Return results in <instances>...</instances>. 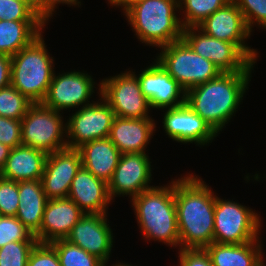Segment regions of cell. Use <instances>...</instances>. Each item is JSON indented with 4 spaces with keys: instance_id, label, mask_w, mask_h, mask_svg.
<instances>
[{
    "instance_id": "obj_1",
    "label": "cell",
    "mask_w": 266,
    "mask_h": 266,
    "mask_svg": "<svg viewBox=\"0 0 266 266\" xmlns=\"http://www.w3.org/2000/svg\"><path fill=\"white\" fill-rule=\"evenodd\" d=\"M196 175L174 181L180 249H204L214 242L215 195Z\"/></svg>"
},
{
    "instance_id": "obj_2",
    "label": "cell",
    "mask_w": 266,
    "mask_h": 266,
    "mask_svg": "<svg viewBox=\"0 0 266 266\" xmlns=\"http://www.w3.org/2000/svg\"><path fill=\"white\" fill-rule=\"evenodd\" d=\"M250 77L251 72L220 73L187 90L185 103L219 134L242 102Z\"/></svg>"
},
{
    "instance_id": "obj_3",
    "label": "cell",
    "mask_w": 266,
    "mask_h": 266,
    "mask_svg": "<svg viewBox=\"0 0 266 266\" xmlns=\"http://www.w3.org/2000/svg\"><path fill=\"white\" fill-rule=\"evenodd\" d=\"M131 202L144 238L180 248L174 180L141 192Z\"/></svg>"
},
{
    "instance_id": "obj_4",
    "label": "cell",
    "mask_w": 266,
    "mask_h": 266,
    "mask_svg": "<svg viewBox=\"0 0 266 266\" xmlns=\"http://www.w3.org/2000/svg\"><path fill=\"white\" fill-rule=\"evenodd\" d=\"M177 8L179 0H138L124 15L142 43L161 48L182 39Z\"/></svg>"
},
{
    "instance_id": "obj_5",
    "label": "cell",
    "mask_w": 266,
    "mask_h": 266,
    "mask_svg": "<svg viewBox=\"0 0 266 266\" xmlns=\"http://www.w3.org/2000/svg\"><path fill=\"white\" fill-rule=\"evenodd\" d=\"M42 35L11 57V85L32 103L44 101L54 74Z\"/></svg>"
},
{
    "instance_id": "obj_6",
    "label": "cell",
    "mask_w": 266,
    "mask_h": 266,
    "mask_svg": "<svg viewBox=\"0 0 266 266\" xmlns=\"http://www.w3.org/2000/svg\"><path fill=\"white\" fill-rule=\"evenodd\" d=\"M160 49L156 60L185 91L213 80L221 73L210 60L196 54L183 38Z\"/></svg>"
},
{
    "instance_id": "obj_7",
    "label": "cell",
    "mask_w": 266,
    "mask_h": 266,
    "mask_svg": "<svg viewBox=\"0 0 266 266\" xmlns=\"http://www.w3.org/2000/svg\"><path fill=\"white\" fill-rule=\"evenodd\" d=\"M64 123L60 112L43 103H32L21 119L22 145L47 155L67 148V139H64L67 127Z\"/></svg>"
},
{
    "instance_id": "obj_8",
    "label": "cell",
    "mask_w": 266,
    "mask_h": 266,
    "mask_svg": "<svg viewBox=\"0 0 266 266\" xmlns=\"http://www.w3.org/2000/svg\"><path fill=\"white\" fill-rule=\"evenodd\" d=\"M260 216L252 209L215 195L214 242L219 244H243L260 237ZM260 228V229H259Z\"/></svg>"
},
{
    "instance_id": "obj_9",
    "label": "cell",
    "mask_w": 266,
    "mask_h": 266,
    "mask_svg": "<svg viewBox=\"0 0 266 266\" xmlns=\"http://www.w3.org/2000/svg\"><path fill=\"white\" fill-rule=\"evenodd\" d=\"M99 85V96L112 108L116 117L147 118L150 111L149 101L143 95L138 77L126 71L103 79Z\"/></svg>"
},
{
    "instance_id": "obj_10",
    "label": "cell",
    "mask_w": 266,
    "mask_h": 266,
    "mask_svg": "<svg viewBox=\"0 0 266 266\" xmlns=\"http://www.w3.org/2000/svg\"><path fill=\"white\" fill-rule=\"evenodd\" d=\"M182 38L196 54L210 60L221 73L252 72L253 70L255 63L234 43L213 38L198 27L183 29Z\"/></svg>"
},
{
    "instance_id": "obj_11",
    "label": "cell",
    "mask_w": 266,
    "mask_h": 266,
    "mask_svg": "<svg viewBox=\"0 0 266 266\" xmlns=\"http://www.w3.org/2000/svg\"><path fill=\"white\" fill-rule=\"evenodd\" d=\"M99 100L82 106L67 120L68 148L78 149L87 142L109 137L116 116L102 97Z\"/></svg>"
},
{
    "instance_id": "obj_12",
    "label": "cell",
    "mask_w": 266,
    "mask_h": 266,
    "mask_svg": "<svg viewBox=\"0 0 266 266\" xmlns=\"http://www.w3.org/2000/svg\"><path fill=\"white\" fill-rule=\"evenodd\" d=\"M207 35L219 40L234 43L253 63H256L257 51L247 46L251 31L247 27L240 9L231 0L216 10L197 26Z\"/></svg>"
},
{
    "instance_id": "obj_13",
    "label": "cell",
    "mask_w": 266,
    "mask_h": 266,
    "mask_svg": "<svg viewBox=\"0 0 266 266\" xmlns=\"http://www.w3.org/2000/svg\"><path fill=\"white\" fill-rule=\"evenodd\" d=\"M93 78L83 72H64L58 76L54 72L48 93L42 102L46 107L61 112L80 105L91 104L89 99L94 93Z\"/></svg>"
},
{
    "instance_id": "obj_14",
    "label": "cell",
    "mask_w": 266,
    "mask_h": 266,
    "mask_svg": "<svg viewBox=\"0 0 266 266\" xmlns=\"http://www.w3.org/2000/svg\"><path fill=\"white\" fill-rule=\"evenodd\" d=\"M151 161L146 153H122L111 180L108 182L110 198L129 195L131 200L152 188Z\"/></svg>"
},
{
    "instance_id": "obj_15",
    "label": "cell",
    "mask_w": 266,
    "mask_h": 266,
    "mask_svg": "<svg viewBox=\"0 0 266 266\" xmlns=\"http://www.w3.org/2000/svg\"><path fill=\"white\" fill-rule=\"evenodd\" d=\"M107 220V214H84L65 240L108 264L114 238Z\"/></svg>"
},
{
    "instance_id": "obj_16",
    "label": "cell",
    "mask_w": 266,
    "mask_h": 266,
    "mask_svg": "<svg viewBox=\"0 0 266 266\" xmlns=\"http://www.w3.org/2000/svg\"><path fill=\"white\" fill-rule=\"evenodd\" d=\"M137 77L150 108L167 109L185 104L186 91L156 59Z\"/></svg>"
},
{
    "instance_id": "obj_17",
    "label": "cell",
    "mask_w": 266,
    "mask_h": 266,
    "mask_svg": "<svg viewBox=\"0 0 266 266\" xmlns=\"http://www.w3.org/2000/svg\"><path fill=\"white\" fill-rule=\"evenodd\" d=\"M82 166L78 149L65 148L47 156L41 177L42 188L48 199L66 198L72 180Z\"/></svg>"
},
{
    "instance_id": "obj_18",
    "label": "cell",
    "mask_w": 266,
    "mask_h": 266,
    "mask_svg": "<svg viewBox=\"0 0 266 266\" xmlns=\"http://www.w3.org/2000/svg\"><path fill=\"white\" fill-rule=\"evenodd\" d=\"M163 129L172 140L180 143L205 145L211 143L217 134L186 103L167 108L163 117Z\"/></svg>"
},
{
    "instance_id": "obj_19",
    "label": "cell",
    "mask_w": 266,
    "mask_h": 266,
    "mask_svg": "<svg viewBox=\"0 0 266 266\" xmlns=\"http://www.w3.org/2000/svg\"><path fill=\"white\" fill-rule=\"evenodd\" d=\"M85 213L69 197L49 199L40 230L34 235L38 243L65 239Z\"/></svg>"
},
{
    "instance_id": "obj_20",
    "label": "cell",
    "mask_w": 266,
    "mask_h": 266,
    "mask_svg": "<svg viewBox=\"0 0 266 266\" xmlns=\"http://www.w3.org/2000/svg\"><path fill=\"white\" fill-rule=\"evenodd\" d=\"M85 214H106L110 201L108 183L81 166L72 180L68 196Z\"/></svg>"
},
{
    "instance_id": "obj_21",
    "label": "cell",
    "mask_w": 266,
    "mask_h": 266,
    "mask_svg": "<svg viewBox=\"0 0 266 266\" xmlns=\"http://www.w3.org/2000/svg\"><path fill=\"white\" fill-rule=\"evenodd\" d=\"M155 127L151 117H115L108 138L121 153H145Z\"/></svg>"
},
{
    "instance_id": "obj_22",
    "label": "cell",
    "mask_w": 266,
    "mask_h": 266,
    "mask_svg": "<svg viewBox=\"0 0 266 266\" xmlns=\"http://www.w3.org/2000/svg\"><path fill=\"white\" fill-rule=\"evenodd\" d=\"M47 154L30 146L20 145L11 149L1 177L15 182L41 180Z\"/></svg>"
},
{
    "instance_id": "obj_23",
    "label": "cell",
    "mask_w": 266,
    "mask_h": 266,
    "mask_svg": "<svg viewBox=\"0 0 266 266\" xmlns=\"http://www.w3.org/2000/svg\"><path fill=\"white\" fill-rule=\"evenodd\" d=\"M82 166L96 178L109 182L117 167L121 152L109 138L96 139L78 148Z\"/></svg>"
},
{
    "instance_id": "obj_24",
    "label": "cell",
    "mask_w": 266,
    "mask_h": 266,
    "mask_svg": "<svg viewBox=\"0 0 266 266\" xmlns=\"http://www.w3.org/2000/svg\"><path fill=\"white\" fill-rule=\"evenodd\" d=\"M260 243L259 239L243 244L213 242L204 249L213 266H265Z\"/></svg>"
},
{
    "instance_id": "obj_25",
    "label": "cell",
    "mask_w": 266,
    "mask_h": 266,
    "mask_svg": "<svg viewBox=\"0 0 266 266\" xmlns=\"http://www.w3.org/2000/svg\"><path fill=\"white\" fill-rule=\"evenodd\" d=\"M19 208L16 217L35 235L41 227L47 201L41 180L18 182Z\"/></svg>"
},
{
    "instance_id": "obj_26",
    "label": "cell",
    "mask_w": 266,
    "mask_h": 266,
    "mask_svg": "<svg viewBox=\"0 0 266 266\" xmlns=\"http://www.w3.org/2000/svg\"><path fill=\"white\" fill-rule=\"evenodd\" d=\"M44 21L0 20V54L12 57L42 33Z\"/></svg>"
},
{
    "instance_id": "obj_27",
    "label": "cell",
    "mask_w": 266,
    "mask_h": 266,
    "mask_svg": "<svg viewBox=\"0 0 266 266\" xmlns=\"http://www.w3.org/2000/svg\"><path fill=\"white\" fill-rule=\"evenodd\" d=\"M229 1L231 0H179V10L185 9V18L180 20L183 29L197 27Z\"/></svg>"
},
{
    "instance_id": "obj_28",
    "label": "cell",
    "mask_w": 266,
    "mask_h": 266,
    "mask_svg": "<svg viewBox=\"0 0 266 266\" xmlns=\"http://www.w3.org/2000/svg\"><path fill=\"white\" fill-rule=\"evenodd\" d=\"M57 252L61 266H102L104 263L65 239L49 243Z\"/></svg>"
},
{
    "instance_id": "obj_29",
    "label": "cell",
    "mask_w": 266,
    "mask_h": 266,
    "mask_svg": "<svg viewBox=\"0 0 266 266\" xmlns=\"http://www.w3.org/2000/svg\"><path fill=\"white\" fill-rule=\"evenodd\" d=\"M32 104L12 85L0 89V116L21 120Z\"/></svg>"
},
{
    "instance_id": "obj_30",
    "label": "cell",
    "mask_w": 266,
    "mask_h": 266,
    "mask_svg": "<svg viewBox=\"0 0 266 266\" xmlns=\"http://www.w3.org/2000/svg\"><path fill=\"white\" fill-rule=\"evenodd\" d=\"M0 20L43 21L30 0H0Z\"/></svg>"
},
{
    "instance_id": "obj_31",
    "label": "cell",
    "mask_w": 266,
    "mask_h": 266,
    "mask_svg": "<svg viewBox=\"0 0 266 266\" xmlns=\"http://www.w3.org/2000/svg\"><path fill=\"white\" fill-rule=\"evenodd\" d=\"M14 241H38L16 216H0V248Z\"/></svg>"
},
{
    "instance_id": "obj_32",
    "label": "cell",
    "mask_w": 266,
    "mask_h": 266,
    "mask_svg": "<svg viewBox=\"0 0 266 266\" xmlns=\"http://www.w3.org/2000/svg\"><path fill=\"white\" fill-rule=\"evenodd\" d=\"M38 241H14L0 248V266H27L29 255Z\"/></svg>"
},
{
    "instance_id": "obj_33",
    "label": "cell",
    "mask_w": 266,
    "mask_h": 266,
    "mask_svg": "<svg viewBox=\"0 0 266 266\" xmlns=\"http://www.w3.org/2000/svg\"><path fill=\"white\" fill-rule=\"evenodd\" d=\"M240 9L252 32V27L257 25L266 29V0H232ZM264 27V28H263Z\"/></svg>"
},
{
    "instance_id": "obj_34",
    "label": "cell",
    "mask_w": 266,
    "mask_h": 266,
    "mask_svg": "<svg viewBox=\"0 0 266 266\" xmlns=\"http://www.w3.org/2000/svg\"><path fill=\"white\" fill-rule=\"evenodd\" d=\"M18 208V182L0 177V216H16Z\"/></svg>"
},
{
    "instance_id": "obj_35",
    "label": "cell",
    "mask_w": 266,
    "mask_h": 266,
    "mask_svg": "<svg viewBox=\"0 0 266 266\" xmlns=\"http://www.w3.org/2000/svg\"><path fill=\"white\" fill-rule=\"evenodd\" d=\"M27 266H61L56 250L49 243H37L32 249Z\"/></svg>"
},
{
    "instance_id": "obj_36",
    "label": "cell",
    "mask_w": 266,
    "mask_h": 266,
    "mask_svg": "<svg viewBox=\"0 0 266 266\" xmlns=\"http://www.w3.org/2000/svg\"><path fill=\"white\" fill-rule=\"evenodd\" d=\"M0 143L12 149L22 145L21 120L0 116Z\"/></svg>"
},
{
    "instance_id": "obj_37",
    "label": "cell",
    "mask_w": 266,
    "mask_h": 266,
    "mask_svg": "<svg viewBox=\"0 0 266 266\" xmlns=\"http://www.w3.org/2000/svg\"><path fill=\"white\" fill-rule=\"evenodd\" d=\"M179 266H213L205 249H180Z\"/></svg>"
},
{
    "instance_id": "obj_38",
    "label": "cell",
    "mask_w": 266,
    "mask_h": 266,
    "mask_svg": "<svg viewBox=\"0 0 266 266\" xmlns=\"http://www.w3.org/2000/svg\"><path fill=\"white\" fill-rule=\"evenodd\" d=\"M32 6L35 9L37 15L47 23L49 18L53 16V12L56 9V4H68V5H78L81 3L79 0H30Z\"/></svg>"
},
{
    "instance_id": "obj_39",
    "label": "cell",
    "mask_w": 266,
    "mask_h": 266,
    "mask_svg": "<svg viewBox=\"0 0 266 266\" xmlns=\"http://www.w3.org/2000/svg\"><path fill=\"white\" fill-rule=\"evenodd\" d=\"M11 85V57L0 54V89Z\"/></svg>"
},
{
    "instance_id": "obj_40",
    "label": "cell",
    "mask_w": 266,
    "mask_h": 266,
    "mask_svg": "<svg viewBox=\"0 0 266 266\" xmlns=\"http://www.w3.org/2000/svg\"><path fill=\"white\" fill-rule=\"evenodd\" d=\"M12 148L0 143V172L4 168Z\"/></svg>"
},
{
    "instance_id": "obj_41",
    "label": "cell",
    "mask_w": 266,
    "mask_h": 266,
    "mask_svg": "<svg viewBox=\"0 0 266 266\" xmlns=\"http://www.w3.org/2000/svg\"><path fill=\"white\" fill-rule=\"evenodd\" d=\"M137 1L138 0H108V3L111 4V6H121V8H123L122 10L125 12L130 6H132Z\"/></svg>"
},
{
    "instance_id": "obj_42",
    "label": "cell",
    "mask_w": 266,
    "mask_h": 266,
    "mask_svg": "<svg viewBox=\"0 0 266 266\" xmlns=\"http://www.w3.org/2000/svg\"><path fill=\"white\" fill-rule=\"evenodd\" d=\"M113 266H132V265H129V264H124V263H117V264H112Z\"/></svg>"
}]
</instances>
